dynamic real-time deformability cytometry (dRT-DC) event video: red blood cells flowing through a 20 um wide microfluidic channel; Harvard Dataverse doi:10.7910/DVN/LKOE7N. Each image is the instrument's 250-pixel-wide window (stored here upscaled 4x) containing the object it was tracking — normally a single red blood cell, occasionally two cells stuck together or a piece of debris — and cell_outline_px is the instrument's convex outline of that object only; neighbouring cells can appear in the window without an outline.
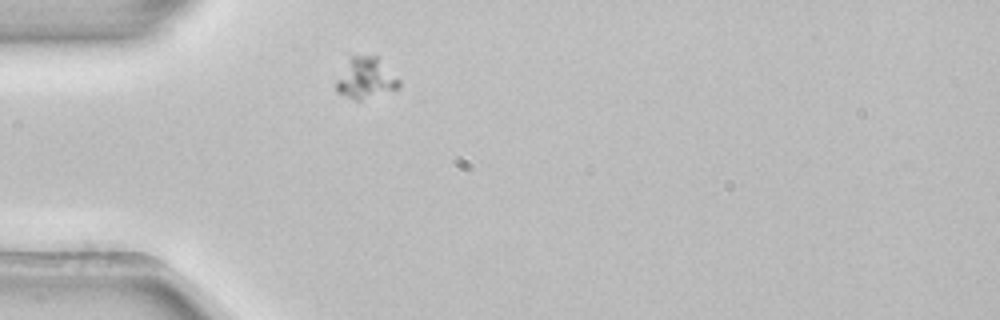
{"species": "common noctule bat (a hibernating species)", "species_latin": "Nyctalus noctula", "temperature_condition": "room temperature", "stored_images_in_passage": 1, "camera_frame_rate_fps": 3000, "um_per_image_px": 0.085, "animal": {"sex": "female", "body_mass_g": 22.7, "forearm_length_mm": 54.2}, "frame": {"image": 1, "passage_image": 1, "time_ms": 0.0, "image_size_px": [1000, 320], "cell_outline_px": [[400, 88], [360, 100], [356, 100], [336, 92], [336, 80], [352, 56], [376, 56], [400, 80]], "centroid_in_image_um": [31.1, 6.67], "position_along_channel_um": 53.9, "area_um2": 14.57}}